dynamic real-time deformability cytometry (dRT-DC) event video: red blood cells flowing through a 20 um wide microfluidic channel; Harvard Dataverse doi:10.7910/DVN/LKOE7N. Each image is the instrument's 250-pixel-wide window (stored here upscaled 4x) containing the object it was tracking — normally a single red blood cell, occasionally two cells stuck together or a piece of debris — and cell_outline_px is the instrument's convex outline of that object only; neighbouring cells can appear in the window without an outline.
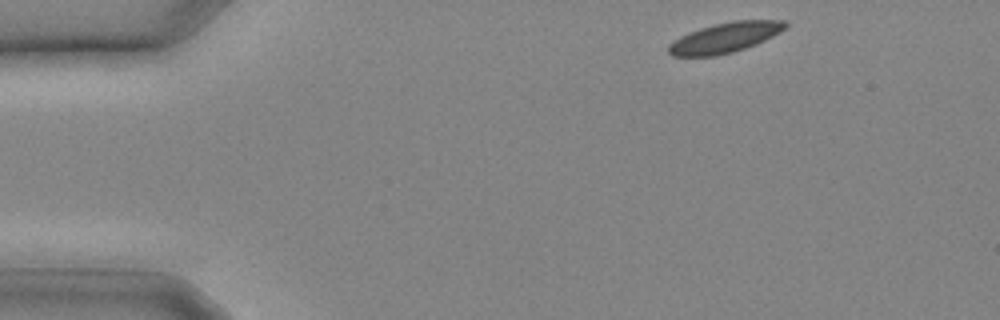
{"species": "common noctule bat (a hibernating species)", "species_latin": "Nyctalus noctula", "temperature_condition": "cold", "stored_images_in_passage": 21, "camera_frame_rate_fps": 3000, "um_per_image_px": 0.085, "animal": {"sex": "male", "body_mass_g": 20.4}, "frame": {"image": 1, "passage_image": 1, "time_ms": 0.0, "image_size_px": [1000, 320], "cell_outline_px": [[788, 24], [780, 32], [756, 44], [732, 52], [716, 56], [672, 56], [668, 52], [668, 44], [680, 36], [688, 32], [700, 28], [716, 24], [736, 20], [784, 20]], "centroid_in_image_um": [61.59, 3.2], "position_along_channel_um": 23.4, "area_um2": 20.35}}
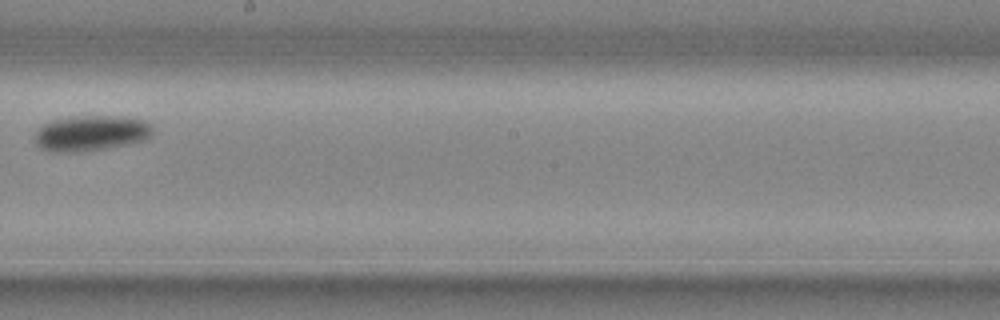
{"frame": {"image": 2, "passage_image": 13, "time_ms": 4.0, "image_size_px": [1000, 320], "cell_outline_px": [[152, 132], [148, 140], [108, 148], [84, 152], [52, 152], [40, 148], [36, 144], [36, 132], [44, 124], [52, 120], [72, 116], [120, 116], [144, 120], [152, 124]], "centroid_in_image_um": [7.77, 11.33], "position_along_channel_um": 240.4, "area_um2": 24.68}}
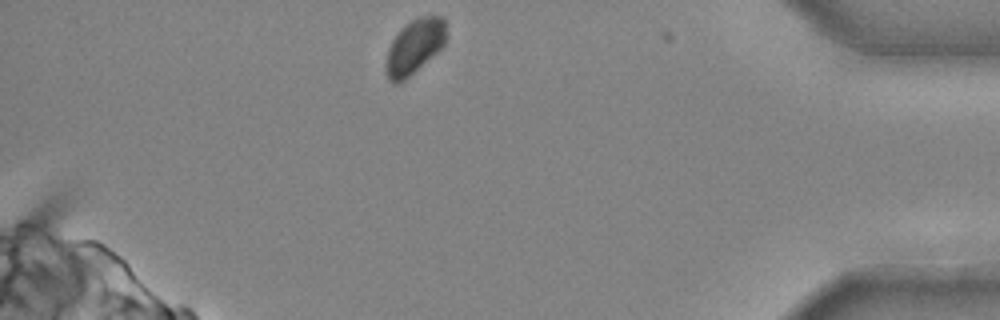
{"frame": {"image": 3, "passage_image": 21, "time_ms": 6.667, "image_size_px": [1000, 320], "cell_outline_px": [[444, 44], [436, 52], [404, 80], [396, 84], [392, 84], [388, 80], [384, 64], [388, 48], [392, 40], [412, 20], [420, 16], [444, 16]], "centroid_in_image_um": [35.18, 3.99], "position_along_channel_um": 400.0, "area_um2": 18.61}}